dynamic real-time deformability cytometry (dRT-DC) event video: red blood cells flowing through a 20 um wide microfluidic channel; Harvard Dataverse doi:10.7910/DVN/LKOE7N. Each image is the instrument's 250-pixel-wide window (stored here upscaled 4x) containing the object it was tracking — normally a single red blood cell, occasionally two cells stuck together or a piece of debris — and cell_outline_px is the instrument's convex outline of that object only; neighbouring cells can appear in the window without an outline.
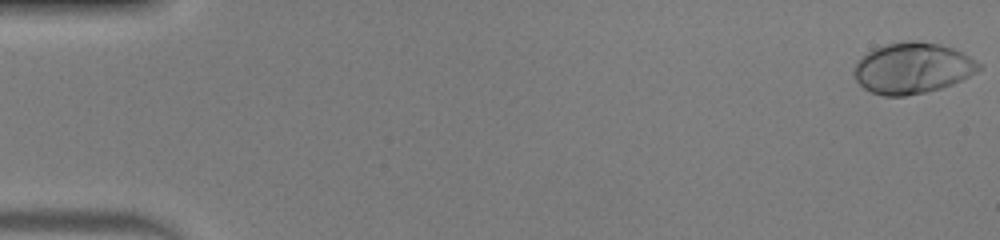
{"species": "human", "species_latin": "Homo sapiens", "temperature_condition": "warm", "stored_images_in_passage": 51, "camera_frame_rate_fps": 3000, "um_per_image_px": 0.085, "donor": {"sex": "male"}, "frame": {"image": 1, "passage_image": 1, "time_ms": 0.0, "image_size_px": [1000, 240], "cell_outline_px": [[984, 68], [952, 84], [928, 92], [904, 96], [884, 96], [872, 92], [864, 88], [856, 80], [852, 72], [852, 68], [856, 60], [872, 48], [888, 44], [908, 40], [916, 40], [940, 44], [952, 48], [976, 60]], "centroid_in_image_um": [77.51, 5.78], "position_along_channel_um": 7.5, "area_um2": 37.28}}
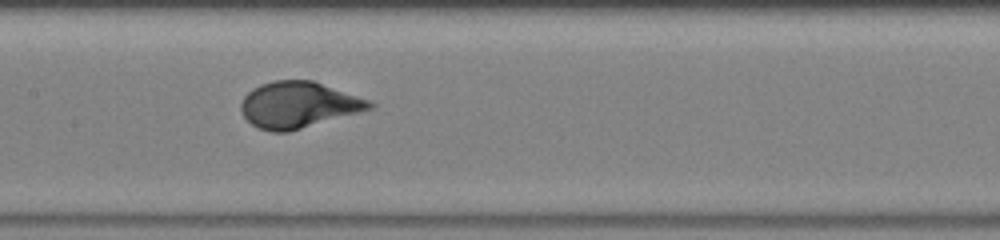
{"frame": {"image": 2, "passage_image": 26, "time_ms": 8.333, "image_size_px": [1000, 240], "cell_outline_px": [[376, 104], [372, 108], [288, 132], [272, 132], [260, 128], [252, 124], [244, 116], [240, 108], [240, 104], [244, 96], [252, 88], [260, 84], [276, 80], [312, 80], [372, 100]], "centroid_in_image_um": [25.36, 8.9], "position_along_channel_um": 182.0, "area_um2": 34.45}}
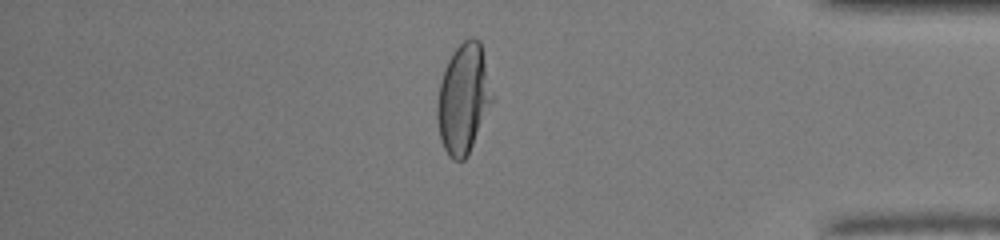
{"frame": {"image": 3, "passage_image": 44, "time_ms": 14.333, "image_size_px": [1000, 240], "cell_outline_px": [[496, 100], [468, 156], [464, 160], [452, 160], [448, 156], [440, 140], [436, 116], [436, 108], [440, 84], [444, 68], [452, 52], [464, 40], [472, 36], [480, 40]], "centroid_in_image_um": [39.44, 8.41], "position_along_channel_um": 395.8, "area_um2": 36.24}, "authors_computed_cell_mechanics": {"area_um2": 34.6222, "velocity_mm_per_s": 4.0457, "shape_relaxation_time_tau1_ms": 3.2563, "shape_relaxation_time_tau2_ms": null, "deformation_change_tau1": 0.2085, "deformation_change_tau2": null}}